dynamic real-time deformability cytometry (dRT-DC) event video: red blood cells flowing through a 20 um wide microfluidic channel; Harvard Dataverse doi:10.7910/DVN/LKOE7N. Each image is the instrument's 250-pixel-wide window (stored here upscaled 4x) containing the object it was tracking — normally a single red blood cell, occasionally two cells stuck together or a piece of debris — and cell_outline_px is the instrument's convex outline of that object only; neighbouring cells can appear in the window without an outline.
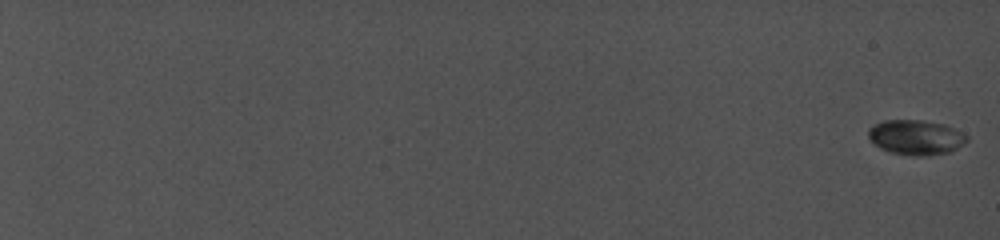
{"species": "common noctule bat (a hibernating species)", "species_latin": "Nyctalus noctula", "temperature_condition": "cold", "stored_images_in_passage": 19, "camera_frame_rate_fps": 5000, "um_per_image_px": 0.085, "animal": {"sex": "female", "body_mass_g": 19.0, "forearm_length_mm": 56.7}, "frame": {"image": 1, "passage_image": 1, "time_ms": 0.0, "image_size_px": [1000, 240], "cell_outline_px": [[968, 140], [964, 144], [952, 152], [928, 156], [916, 156], [888, 152], [880, 148], [868, 136], [868, 128], [884, 120], [924, 120], [944, 124], [968, 136]], "centroid_in_image_um": [77.87, 11.68], "position_along_channel_um": 7.1, "area_um2": 20.11}}
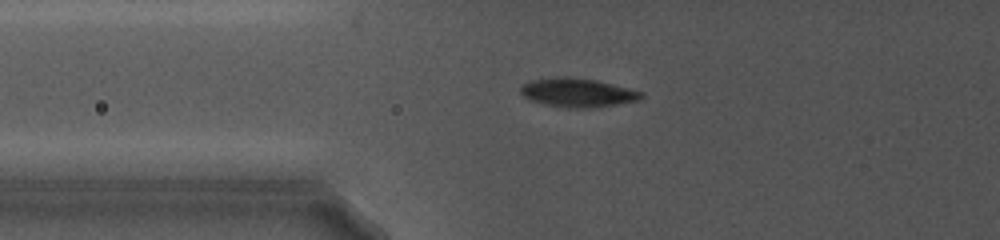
{"frame": {"image": 2, "passage_image": 11, "time_ms": 10.0, "image_size_px": [1000, 240], "cell_outline_px": [[644, 96], [640, 100], [592, 108], [572, 108], [548, 104], [528, 100], [520, 92], [520, 88], [524, 84], [532, 80], [564, 76], [568, 76], [596, 80], [644, 92]], "centroid_in_image_um": [49.12, 7.87], "position_along_channel_um": 76.7, "area_um2": 20.11}}
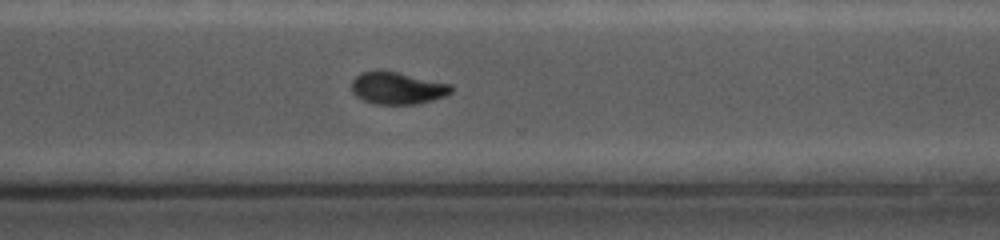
{"frame": {"image": 3, "passage_image": 19, "time_ms": 17.0, "image_size_px": [1000, 240], "cell_outline_px": [[452, 92], [444, 96], [420, 104], [376, 104], [364, 100], [356, 96], [352, 92], [352, 80], [360, 72], [380, 68], [400, 72], [452, 84]], "centroid_in_image_um": [33.76, 7.46], "position_along_channel_um": 336.8, "area_um2": 19.13}}